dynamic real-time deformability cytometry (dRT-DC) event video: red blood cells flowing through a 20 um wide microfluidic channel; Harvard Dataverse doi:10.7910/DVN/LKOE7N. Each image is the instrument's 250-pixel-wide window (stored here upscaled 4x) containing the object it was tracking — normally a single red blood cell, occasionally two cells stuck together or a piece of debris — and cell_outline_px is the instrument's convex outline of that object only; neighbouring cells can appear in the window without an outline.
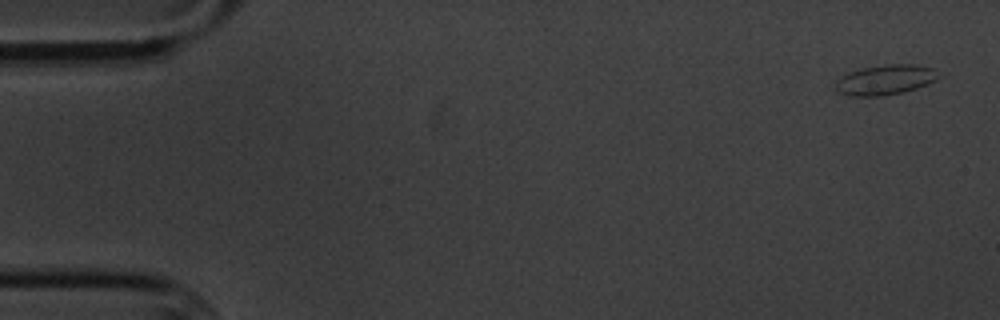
{"species": "common noctule bat (a hibernating species)", "species_latin": "Nyctalus noctula", "temperature_condition": "cold", "stored_images_in_passage": 6, "camera_frame_rate_fps": 3000, "um_per_image_px": 0.085, "animal": {"sex": "male", "body_mass_g": 20.1, "forearm_length_mm": 53.5}, "frame": {"image": 1, "passage_image": 1, "time_ms": 0.0, "image_size_px": [1000, 320], "cell_outline_px": [[940, 76], [936, 80], [928, 84], [904, 92], [880, 96], [848, 96], [836, 92], [836, 80], [848, 72], [860, 68], [888, 64], [916, 64], [936, 68]], "centroid_in_image_um": [75.26, 6.78], "position_along_channel_um": 9.7, "area_um2": 18.32}}
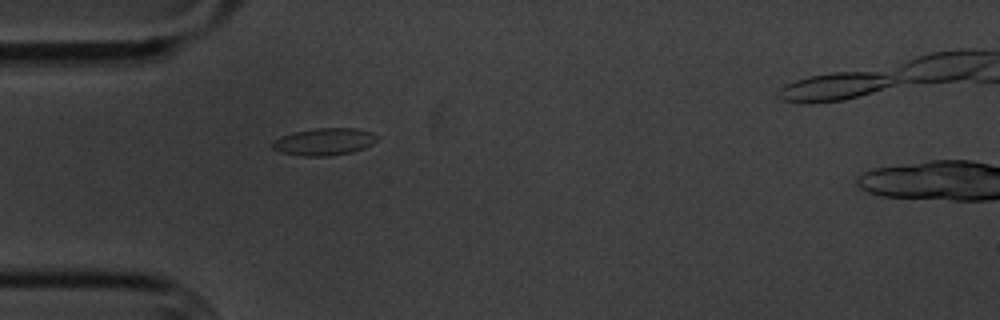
{"frame": {"image": 2, "passage_image": 5, "time_ms": 5.0, "image_size_px": [1000, 320], "cell_outline_px": [[380, 136], [372, 144], [364, 148], [352, 152], [328, 156], [300, 156], [280, 152], [272, 148], [272, 140], [280, 136], [292, 132], [316, 128], [356, 128], [372, 132]], "centroid_in_image_um": [27.54, 12.04], "position_along_channel_um": 57.5, "area_um2": 16.82}}